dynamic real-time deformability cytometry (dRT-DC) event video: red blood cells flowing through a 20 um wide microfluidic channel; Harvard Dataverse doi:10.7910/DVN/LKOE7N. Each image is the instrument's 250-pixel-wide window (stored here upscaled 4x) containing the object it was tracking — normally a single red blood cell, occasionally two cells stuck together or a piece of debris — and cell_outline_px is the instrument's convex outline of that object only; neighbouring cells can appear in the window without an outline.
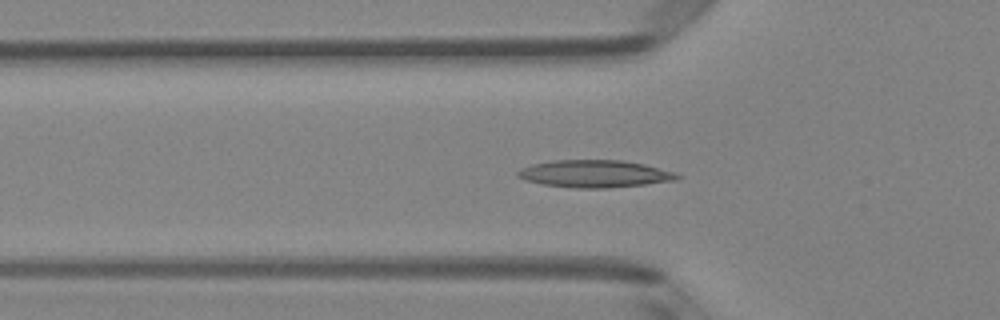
{"species": "Egyptian fruit bat (a non-hibernating species)", "species_latin": "Rousettus aegyptiacus", "temperature_condition": "room temperature", "stored_images_in_passage": 52, "camera_frame_rate_fps": 3000, "um_per_image_px": 0.085, "animal": {"sex": "female"}, "frame": {"image": 1, "passage_image": 17, "time_ms": 5.333, "image_size_px": [1000, 320], "cell_outline_px": [[680, 176], [676, 180], [644, 184], [608, 188], [576, 188], [540, 184], [524, 180], [516, 176], [516, 172], [520, 168], [532, 164], [552, 160], [624, 160], [644, 164], [676, 172]], "centroid_in_image_um": [50.5, 14.77], "position_along_channel_um": 75.3, "area_um2": 25.55}}
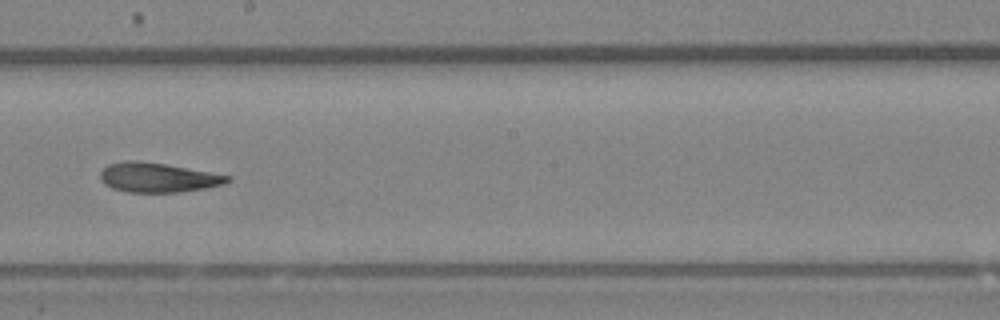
{"frame": {"image": 2, "passage_image": 29, "time_ms": 9.333, "image_size_px": [1000, 320], "cell_outline_px": [[232, 180], [224, 184], [204, 188], [180, 192], [128, 192], [112, 188], [104, 184], [100, 180], [100, 172], [108, 164], [124, 160], [140, 160], [164, 164], [232, 176]], "centroid_in_image_um": [13.39, 15.08], "position_along_channel_um": 234.8, "area_um2": 21.91}}
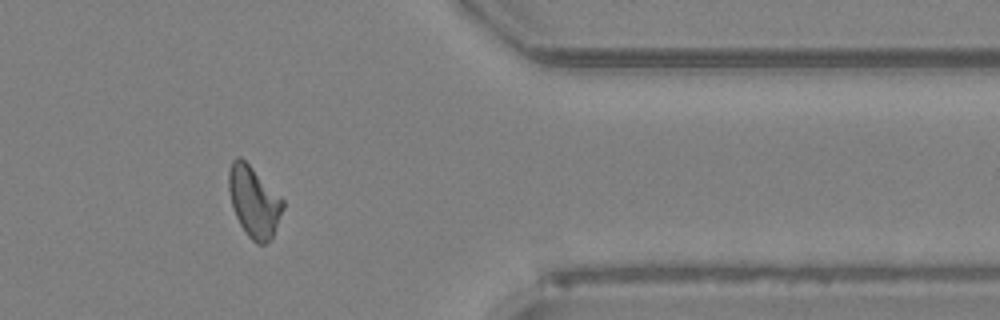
{"frame": {"image": 3, "passage_image": 42, "time_ms": 13.667, "image_size_px": [1000, 320], "cell_outline_px": [[284, 208], [272, 236], [264, 244], [256, 244], [244, 232], [236, 216], [232, 204], [228, 188], [228, 172], [232, 160], [236, 156], [240, 156], [284, 200]], "centroid_in_image_um": [21.57, 17.14], "position_along_channel_um": 389.8, "area_um2": 22.08}, "authors_computed_cell_mechanics": {"area_um2": 22.7443, "velocity_mm_per_s": 3.9892, "shape_relaxation_time_tau1_ms": null, "shape_relaxation_time_tau2_ms": 4.5553, "deformation_change_tau1": null, "deformation_change_tau2": 0.1366}}